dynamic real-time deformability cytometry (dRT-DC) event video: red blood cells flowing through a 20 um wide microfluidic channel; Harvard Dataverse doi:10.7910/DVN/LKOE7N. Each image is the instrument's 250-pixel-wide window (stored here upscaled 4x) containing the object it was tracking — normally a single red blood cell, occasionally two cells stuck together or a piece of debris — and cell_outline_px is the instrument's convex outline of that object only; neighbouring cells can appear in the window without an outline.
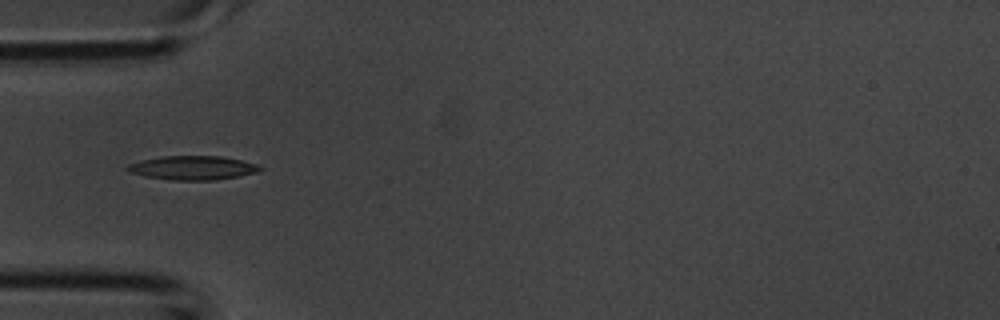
{"species": "common noctule bat (a hibernating species)", "species_latin": "Nyctalus noctula", "temperature_condition": "room temperature", "stored_images_in_passage": 4, "camera_frame_rate_fps": 3000, "um_per_image_px": 0.085, "animal": {"sex": "male", "body_mass_g": 20.1, "forearm_length_mm": 53.5}, "frame": {"image": 1, "passage_image": 3, "time_ms": 0.667, "image_size_px": [1000, 320], "cell_outline_px": [[264, 168], [260, 172], [240, 176], [216, 180], [172, 180], [144, 176], [128, 172], [128, 164], [140, 160], [160, 156], [220, 156], [260, 164]], "centroid_in_image_um": [16.43, 14.26], "position_along_channel_um": 68.6, "area_um2": 18.73}}
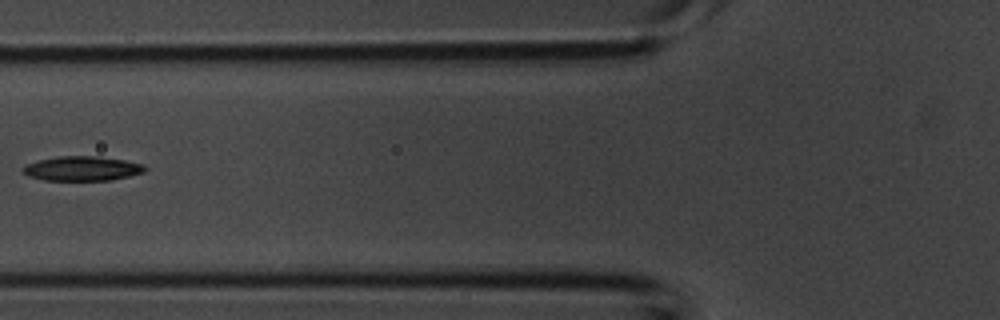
{"frame": {"image": 2, "passage_image": 4, "time_ms": 1.0, "image_size_px": [1000, 320], "cell_outline_px": [[148, 168], [144, 172], [128, 176], [108, 180], [44, 180], [28, 176], [24, 172], [24, 168], [28, 164], [40, 160], [60, 156], [96, 156], [124, 160], [144, 164]], "centroid_in_image_um": [7.03, 14.32], "position_along_channel_um": 118.8, "area_um2": 17.17}}